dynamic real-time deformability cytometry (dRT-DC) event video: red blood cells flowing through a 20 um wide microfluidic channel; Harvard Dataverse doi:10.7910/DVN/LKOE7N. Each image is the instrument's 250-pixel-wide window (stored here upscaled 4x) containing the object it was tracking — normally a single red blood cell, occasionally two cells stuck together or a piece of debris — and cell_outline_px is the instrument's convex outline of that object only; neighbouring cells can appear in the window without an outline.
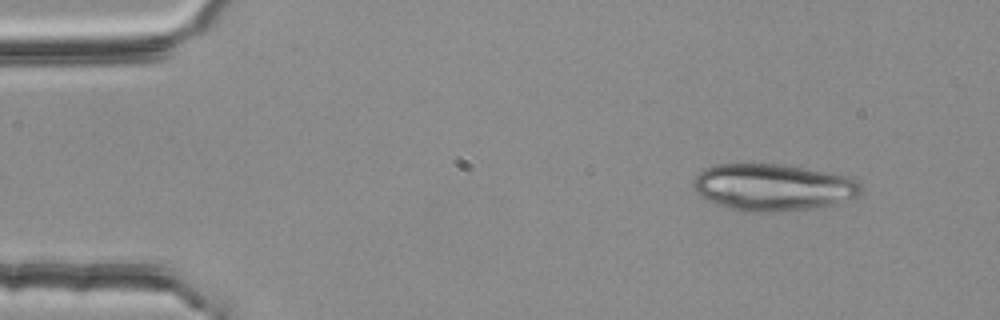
{"species": "common noctule bat (a hibernating species)", "species_latin": "Nyctalus noctula", "temperature_condition": "room temperature", "stored_images_in_passage": 50, "camera_frame_rate_fps": 3000, "um_per_image_px": 0.085, "animal": {"sex": "female", "body_mass_g": 25.1}, "frame": {"image": 1, "passage_image": 2, "time_ms": 0.333, "image_size_px": [1000, 320], "cell_outline_px": [[864, 188], [856, 196], [832, 204], [816, 208], [772, 212], [752, 212], [728, 208], [716, 204], [700, 196], [696, 192], [692, 184], [692, 180], [704, 168], [716, 164], [780, 164], [824, 172], [844, 176], [856, 180]], "centroid_in_image_um": [65.64, 15.92], "position_along_channel_um": 19.4, "area_um2": 45.49}}
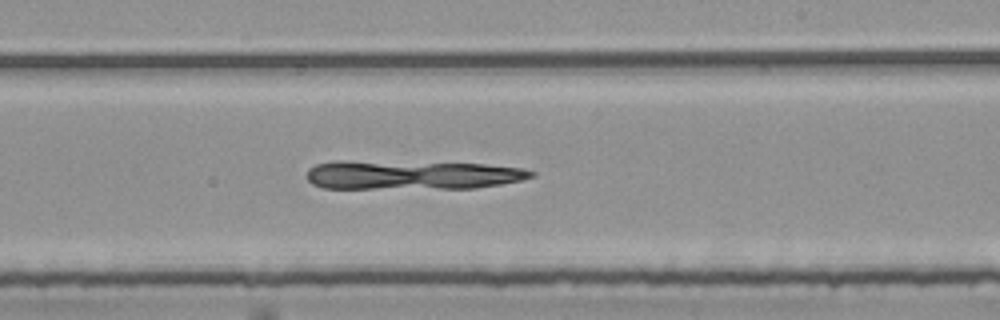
{"frame": {"image": 2, "passage_image": 28, "time_ms": 9.0, "image_size_px": [1000, 320], "cell_outline_px": [[536, 176], [520, 180], [500, 184], [476, 188], [324, 188], [312, 184], [308, 180], [308, 168], [316, 164], [336, 160], [340, 160], [484, 164], [520, 168], [536, 172]], "centroid_in_image_um": [34.97, 14.86], "position_along_channel_um": 254.0, "area_um2": 37.97}}
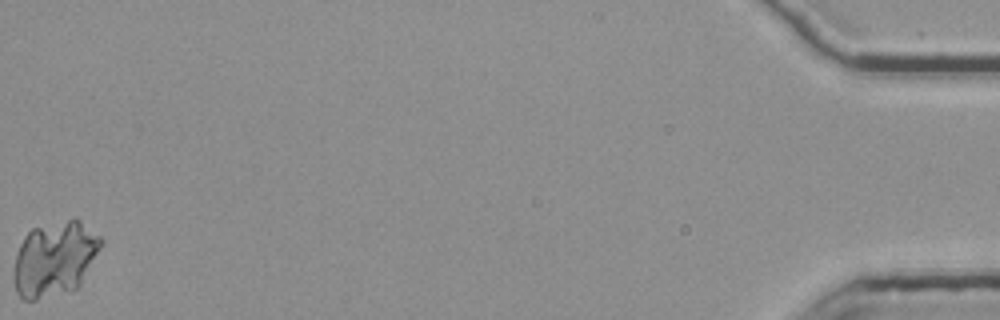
{"frame": {"image": 3, "passage_image": 50, "time_ms": 16.333, "image_size_px": [1000, 320], "cell_outline_px": [[104, 240], [100, 248], [80, 284], [72, 292], [36, 300], [24, 300], [16, 292], [12, 276], [12, 272], [16, 252], [24, 236], [32, 228], [68, 220], [80, 220], [100, 236]], "centroid_in_image_um": [4.61, 22.03], "position_along_channel_um": 430.6, "area_um2": 38.21}}